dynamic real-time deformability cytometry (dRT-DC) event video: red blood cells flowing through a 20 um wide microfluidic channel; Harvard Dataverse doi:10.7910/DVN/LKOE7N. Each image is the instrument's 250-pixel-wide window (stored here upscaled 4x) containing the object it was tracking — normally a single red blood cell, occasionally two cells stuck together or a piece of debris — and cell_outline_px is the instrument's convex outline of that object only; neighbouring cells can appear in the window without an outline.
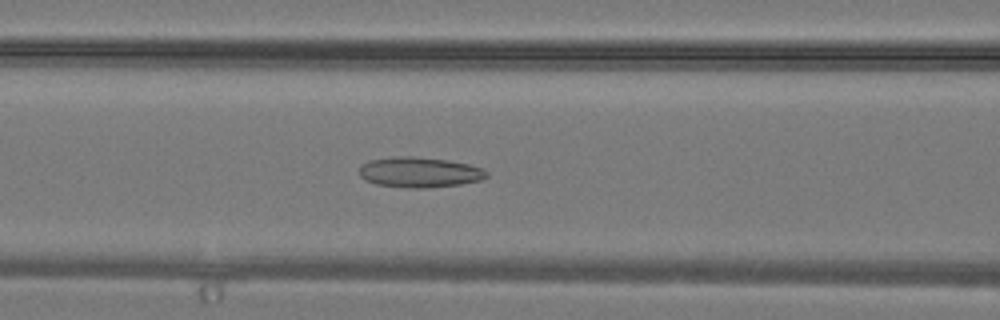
{"species": "common noctule bat (a hibernating species)", "species_latin": "Nyctalus noctula", "temperature_condition": "warm", "stored_images_in_passage": 36, "camera_frame_rate_fps": 3000, "um_per_image_px": 0.085, "animal": {"sex": "male", "body_mass_g": 19.2, "forearm_length_mm": 51.8}, "frame": {"image": 1, "passage_image": 15, "time_ms": 4.667, "image_size_px": [1000, 320], "cell_outline_px": [[488, 176], [484, 180], [460, 184], [428, 188], [408, 188], [376, 184], [364, 180], [360, 176], [360, 164], [368, 160], [396, 156], [412, 156], [444, 160], [468, 164], [484, 168], [488, 172]], "centroid_in_image_um": [35.66, 14.65], "position_along_channel_um": 130.9, "area_um2": 22.72}}
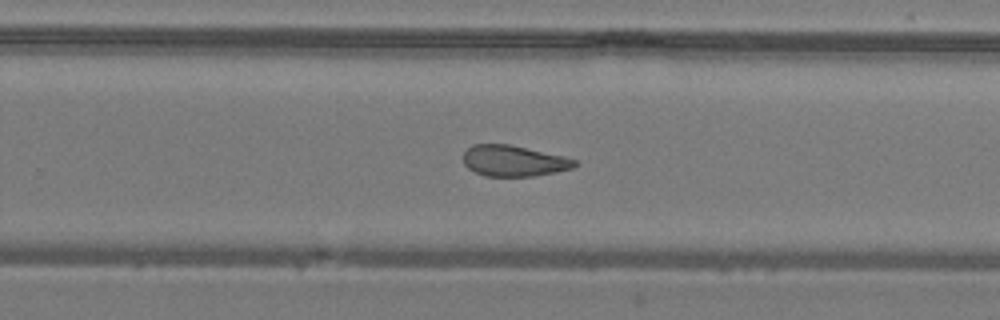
{"frame": {"image": 2, "passage_image": 23, "time_ms": 7.333, "image_size_px": [1000, 320], "cell_outline_px": [[580, 164], [572, 168], [556, 172], [536, 176], [484, 176], [468, 168], [464, 164], [464, 152], [472, 144], [508, 144], [564, 156], [576, 160]], "centroid_in_image_um": [43.69, 13.68], "position_along_channel_um": 286.1, "area_um2": 20.11}}
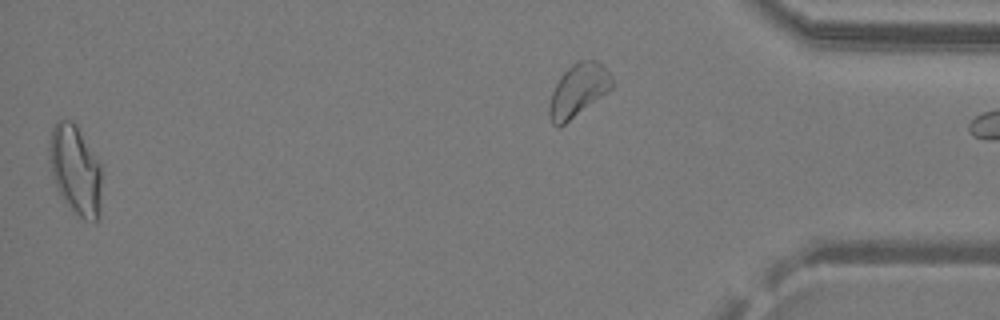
{"frame": {"image": 3, "passage_image": 35, "time_ms": 11.333, "image_size_px": [1000, 320], "cell_outline_px": [[100, 212], [96, 220], [84, 220], [68, 204], [60, 192], [56, 184], [48, 160], [48, 148], [52, 128], [56, 120], [72, 120], [76, 124], [100, 164]], "centroid_in_image_um": [6.39, 14.38], "position_along_channel_um": 428.8, "area_um2": 26.7}}